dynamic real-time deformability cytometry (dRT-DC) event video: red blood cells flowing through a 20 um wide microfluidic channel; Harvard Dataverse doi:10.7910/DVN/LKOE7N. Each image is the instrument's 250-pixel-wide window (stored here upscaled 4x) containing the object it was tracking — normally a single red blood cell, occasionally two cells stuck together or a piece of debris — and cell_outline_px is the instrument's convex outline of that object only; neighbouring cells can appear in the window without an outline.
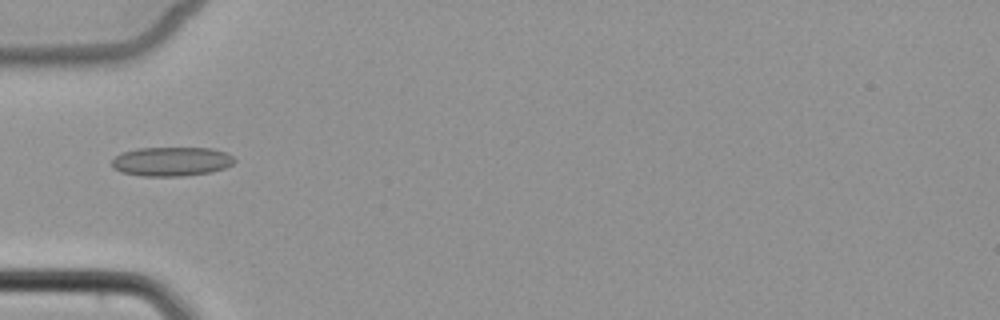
{"species": "common noctule bat (a hibernating species)", "species_latin": "Nyctalus noctula", "temperature_condition": "cold", "stored_images_in_passage": 5, "camera_frame_rate_fps": 3000, "um_per_image_px": 0.085, "animal": {"sex": "female", "body_mass_g": 22.7, "forearm_length_mm": 54.2}, "frame": {"image": 1, "passage_image": 5, "time_ms": 5.0, "image_size_px": [1000, 320], "cell_outline_px": [[236, 160], [232, 164], [224, 168], [212, 172], [184, 176], [144, 176], [120, 172], [112, 168], [112, 160], [120, 152], [136, 148], [212, 148], [224, 152], [232, 156]], "centroid_in_image_um": [14.55, 13.73], "position_along_channel_um": 70.5, "area_um2": 20.98}}